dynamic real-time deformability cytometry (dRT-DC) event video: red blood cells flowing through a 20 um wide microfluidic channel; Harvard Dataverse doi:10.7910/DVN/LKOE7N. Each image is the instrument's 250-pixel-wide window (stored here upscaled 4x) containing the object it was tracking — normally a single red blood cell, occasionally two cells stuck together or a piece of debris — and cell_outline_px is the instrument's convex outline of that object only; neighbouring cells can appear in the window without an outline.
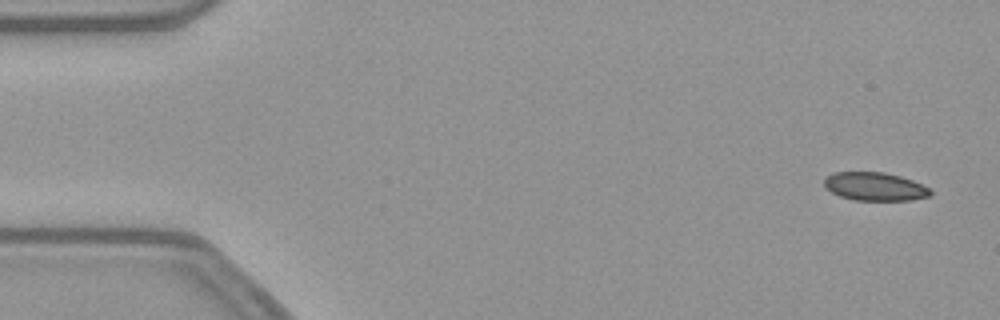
{"species": "common noctule bat (a hibernating species)", "species_latin": "Nyctalus noctula", "temperature_condition": "warm", "stored_images_in_passage": 52, "camera_frame_rate_fps": 3000, "um_per_image_px": 0.085, "animal": {"sex": "female", "body_mass_g": 21.9}, "frame": {"image": 1, "passage_image": 1, "time_ms": 0.0, "image_size_px": [1000, 320], "cell_outline_px": [[932, 196], [912, 200], [852, 200], [840, 196], [824, 188], [824, 176], [832, 172], [884, 172], [900, 176], [912, 180], [928, 188], [932, 192]], "centroid_in_image_um": [74.33, 15.85], "position_along_channel_um": 10.7, "area_um2": 17.69}}
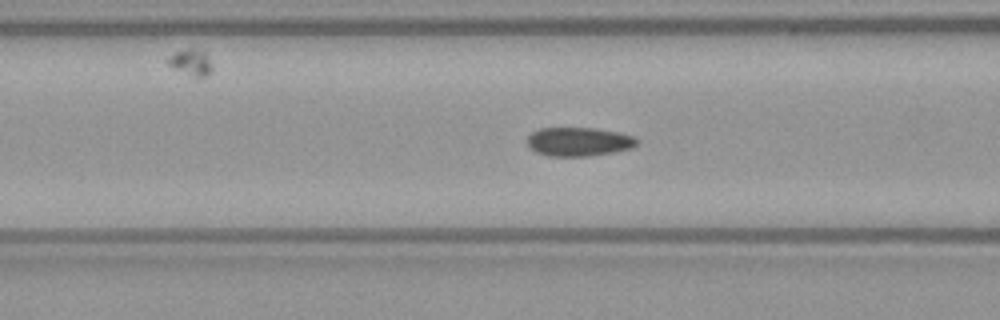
{"frame": {"image": 2, "passage_image": 19, "time_ms": 6.0, "image_size_px": [1000, 320], "cell_outline_px": [[640, 140], [632, 148], [612, 152], [588, 156], [548, 156], [536, 152], [528, 148], [528, 136], [532, 132], [540, 128], [592, 128], [620, 132], [632, 136]], "centroid_in_image_um": [49.18, 12.04], "position_along_channel_um": 117.4, "area_um2": 18.44}}
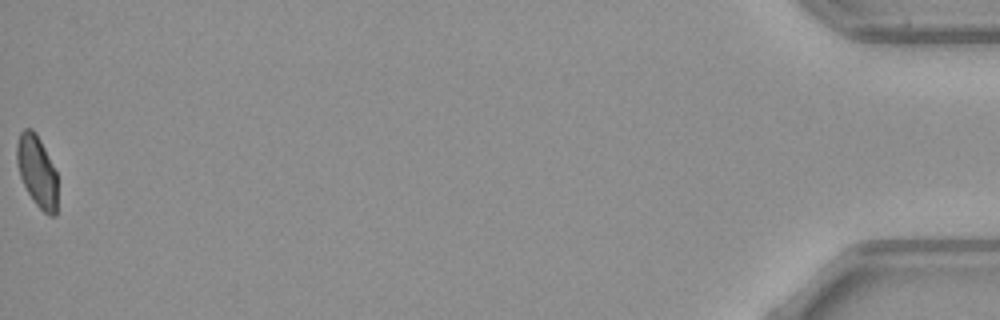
{"frame": {"image": 3, "passage_image": 52, "time_ms": 17.0, "image_size_px": [1000, 320], "cell_outline_px": [[56, 216], [48, 216], [32, 200], [20, 176], [16, 160], [16, 144], [20, 132], [24, 128], [32, 128], [36, 132], [56, 172]], "centroid_in_image_um": [3.12, 14.54], "position_along_channel_um": 432.1, "area_um2": 16.82}, "authors_computed_cell_mechanics": {"area_um2": 18.6405, "velocity_mm_per_s": 3.8594, "shape_relaxation_time_tau1_ms": null, "shape_relaxation_time_tau2_ms": 3.0428, "deformation_change_tau1": null, "deformation_change_tau2": 0.0591}}